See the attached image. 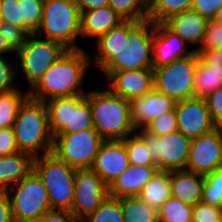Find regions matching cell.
I'll use <instances>...</instances> for the list:
<instances>
[{
  "mask_svg": "<svg viewBox=\"0 0 222 222\" xmlns=\"http://www.w3.org/2000/svg\"><path fill=\"white\" fill-rule=\"evenodd\" d=\"M13 130L19 151L33 158L52 153L54 136L45 102L28 97L18 110Z\"/></svg>",
  "mask_w": 222,
  "mask_h": 222,
  "instance_id": "7a4b0ae2",
  "label": "cell"
},
{
  "mask_svg": "<svg viewBox=\"0 0 222 222\" xmlns=\"http://www.w3.org/2000/svg\"><path fill=\"white\" fill-rule=\"evenodd\" d=\"M3 26V20H2V17L0 15V28Z\"/></svg>",
  "mask_w": 222,
  "mask_h": 222,
  "instance_id": "db71d44e",
  "label": "cell"
},
{
  "mask_svg": "<svg viewBox=\"0 0 222 222\" xmlns=\"http://www.w3.org/2000/svg\"><path fill=\"white\" fill-rule=\"evenodd\" d=\"M138 196L158 210L166 200L171 198L170 171L158 170L143 186Z\"/></svg>",
  "mask_w": 222,
  "mask_h": 222,
  "instance_id": "484cf974",
  "label": "cell"
},
{
  "mask_svg": "<svg viewBox=\"0 0 222 222\" xmlns=\"http://www.w3.org/2000/svg\"><path fill=\"white\" fill-rule=\"evenodd\" d=\"M212 120L217 127L222 126V87H219L205 98Z\"/></svg>",
  "mask_w": 222,
  "mask_h": 222,
  "instance_id": "ee69618b",
  "label": "cell"
},
{
  "mask_svg": "<svg viewBox=\"0 0 222 222\" xmlns=\"http://www.w3.org/2000/svg\"><path fill=\"white\" fill-rule=\"evenodd\" d=\"M105 140L92 127L68 134H56L52 153L74 169L92 168Z\"/></svg>",
  "mask_w": 222,
  "mask_h": 222,
  "instance_id": "ba28073f",
  "label": "cell"
},
{
  "mask_svg": "<svg viewBox=\"0 0 222 222\" xmlns=\"http://www.w3.org/2000/svg\"><path fill=\"white\" fill-rule=\"evenodd\" d=\"M109 6L123 20H148V0H110Z\"/></svg>",
  "mask_w": 222,
  "mask_h": 222,
  "instance_id": "4dcf8cb0",
  "label": "cell"
},
{
  "mask_svg": "<svg viewBox=\"0 0 222 222\" xmlns=\"http://www.w3.org/2000/svg\"><path fill=\"white\" fill-rule=\"evenodd\" d=\"M208 20L193 10H187L169 17L163 24L173 33L179 35L186 44H198L199 50L203 43ZM200 44V46H199Z\"/></svg>",
  "mask_w": 222,
  "mask_h": 222,
  "instance_id": "44dd1931",
  "label": "cell"
},
{
  "mask_svg": "<svg viewBox=\"0 0 222 222\" xmlns=\"http://www.w3.org/2000/svg\"><path fill=\"white\" fill-rule=\"evenodd\" d=\"M124 215V222H158L157 210L139 196L118 198Z\"/></svg>",
  "mask_w": 222,
  "mask_h": 222,
  "instance_id": "4316f807",
  "label": "cell"
},
{
  "mask_svg": "<svg viewBox=\"0 0 222 222\" xmlns=\"http://www.w3.org/2000/svg\"><path fill=\"white\" fill-rule=\"evenodd\" d=\"M175 113L178 131L192 139L217 128L204 98L193 97L177 102Z\"/></svg>",
  "mask_w": 222,
  "mask_h": 222,
  "instance_id": "9a60e30c",
  "label": "cell"
},
{
  "mask_svg": "<svg viewBox=\"0 0 222 222\" xmlns=\"http://www.w3.org/2000/svg\"><path fill=\"white\" fill-rule=\"evenodd\" d=\"M177 102L153 88L146 95L129 101L131 122L136 130L145 129L163 113L175 110Z\"/></svg>",
  "mask_w": 222,
  "mask_h": 222,
  "instance_id": "e0dca14e",
  "label": "cell"
},
{
  "mask_svg": "<svg viewBox=\"0 0 222 222\" xmlns=\"http://www.w3.org/2000/svg\"><path fill=\"white\" fill-rule=\"evenodd\" d=\"M20 90L0 93V128L13 127L20 106L29 97L27 91Z\"/></svg>",
  "mask_w": 222,
  "mask_h": 222,
  "instance_id": "f1b7e54d",
  "label": "cell"
},
{
  "mask_svg": "<svg viewBox=\"0 0 222 222\" xmlns=\"http://www.w3.org/2000/svg\"><path fill=\"white\" fill-rule=\"evenodd\" d=\"M0 222H14L7 192H0Z\"/></svg>",
  "mask_w": 222,
  "mask_h": 222,
  "instance_id": "c3c4849f",
  "label": "cell"
},
{
  "mask_svg": "<svg viewBox=\"0 0 222 222\" xmlns=\"http://www.w3.org/2000/svg\"><path fill=\"white\" fill-rule=\"evenodd\" d=\"M81 14V36L93 37L96 40L106 32L110 31L124 20L110 7L82 12Z\"/></svg>",
  "mask_w": 222,
  "mask_h": 222,
  "instance_id": "d4e9b609",
  "label": "cell"
},
{
  "mask_svg": "<svg viewBox=\"0 0 222 222\" xmlns=\"http://www.w3.org/2000/svg\"><path fill=\"white\" fill-rule=\"evenodd\" d=\"M85 96L91 106L93 128L104 140H123L136 133L131 122L129 100L108 88L89 90Z\"/></svg>",
  "mask_w": 222,
  "mask_h": 222,
  "instance_id": "3957f363",
  "label": "cell"
},
{
  "mask_svg": "<svg viewBox=\"0 0 222 222\" xmlns=\"http://www.w3.org/2000/svg\"><path fill=\"white\" fill-rule=\"evenodd\" d=\"M222 7V0H193L191 10L199 13L208 21L213 20Z\"/></svg>",
  "mask_w": 222,
  "mask_h": 222,
  "instance_id": "f6af8a7d",
  "label": "cell"
},
{
  "mask_svg": "<svg viewBox=\"0 0 222 222\" xmlns=\"http://www.w3.org/2000/svg\"><path fill=\"white\" fill-rule=\"evenodd\" d=\"M157 213L158 222H192L193 206L171 196Z\"/></svg>",
  "mask_w": 222,
  "mask_h": 222,
  "instance_id": "f546056e",
  "label": "cell"
},
{
  "mask_svg": "<svg viewBox=\"0 0 222 222\" xmlns=\"http://www.w3.org/2000/svg\"><path fill=\"white\" fill-rule=\"evenodd\" d=\"M4 56H0V93L10 92L17 89L14 86L17 77L16 64H11ZM9 61V62H8Z\"/></svg>",
  "mask_w": 222,
  "mask_h": 222,
  "instance_id": "60d3db41",
  "label": "cell"
},
{
  "mask_svg": "<svg viewBox=\"0 0 222 222\" xmlns=\"http://www.w3.org/2000/svg\"><path fill=\"white\" fill-rule=\"evenodd\" d=\"M129 20H124L119 25L101 35L97 39V54L95 61L101 69L117 54L122 53L128 46Z\"/></svg>",
  "mask_w": 222,
  "mask_h": 222,
  "instance_id": "603a6c76",
  "label": "cell"
},
{
  "mask_svg": "<svg viewBox=\"0 0 222 222\" xmlns=\"http://www.w3.org/2000/svg\"><path fill=\"white\" fill-rule=\"evenodd\" d=\"M79 12H87L109 6L110 0H76Z\"/></svg>",
  "mask_w": 222,
  "mask_h": 222,
  "instance_id": "681fc988",
  "label": "cell"
},
{
  "mask_svg": "<svg viewBox=\"0 0 222 222\" xmlns=\"http://www.w3.org/2000/svg\"><path fill=\"white\" fill-rule=\"evenodd\" d=\"M192 222H222V208L198 202L193 205Z\"/></svg>",
  "mask_w": 222,
  "mask_h": 222,
  "instance_id": "ab89813d",
  "label": "cell"
},
{
  "mask_svg": "<svg viewBox=\"0 0 222 222\" xmlns=\"http://www.w3.org/2000/svg\"><path fill=\"white\" fill-rule=\"evenodd\" d=\"M193 0H148V20L163 23L169 17L191 10Z\"/></svg>",
  "mask_w": 222,
  "mask_h": 222,
  "instance_id": "83f0119b",
  "label": "cell"
},
{
  "mask_svg": "<svg viewBox=\"0 0 222 222\" xmlns=\"http://www.w3.org/2000/svg\"><path fill=\"white\" fill-rule=\"evenodd\" d=\"M213 21L222 24V7L218 10L215 18L213 19Z\"/></svg>",
  "mask_w": 222,
  "mask_h": 222,
  "instance_id": "816d5d0a",
  "label": "cell"
},
{
  "mask_svg": "<svg viewBox=\"0 0 222 222\" xmlns=\"http://www.w3.org/2000/svg\"><path fill=\"white\" fill-rule=\"evenodd\" d=\"M222 168V129L193 138L185 170L206 176Z\"/></svg>",
  "mask_w": 222,
  "mask_h": 222,
  "instance_id": "5bb4252c",
  "label": "cell"
},
{
  "mask_svg": "<svg viewBox=\"0 0 222 222\" xmlns=\"http://www.w3.org/2000/svg\"><path fill=\"white\" fill-rule=\"evenodd\" d=\"M196 51L154 69V88L176 102L194 97L195 72L199 62Z\"/></svg>",
  "mask_w": 222,
  "mask_h": 222,
  "instance_id": "9c48e42d",
  "label": "cell"
},
{
  "mask_svg": "<svg viewBox=\"0 0 222 222\" xmlns=\"http://www.w3.org/2000/svg\"><path fill=\"white\" fill-rule=\"evenodd\" d=\"M122 141L125 144L130 165L157 166L144 141L136 133Z\"/></svg>",
  "mask_w": 222,
  "mask_h": 222,
  "instance_id": "836d02e7",
  "label": "cell"
},
{
  "mask_svg": "<svg viewBox=\"0 0 222 222\" xmlns=\"http://www.w3.org/2000/svg\"><path fill=\"white\" fill-rule=\"evenodd\" d=\"M153 31L150 20L136 22L129 20L128 46L112 58L101 70L106 77L112 72L153 69Z\"/></svg>",
  "mask_w": 222,
  "mask_h": 222,
  "instance_id": "8992f818",
  "label": "cell"
},
{
  "mask_svg": "<svg viewBox=\"0 0 222 222\" xmlns=\"http://www.w3.org/2000/svg\"><path fill=\"white\" fill-rule=\"evenodd\" d=\"M200 61L211 69L212 72L222 76V49L197 50Z\"/></svg>",
  "mask_w": 222,
  "mask_h": 222,
  "instance_id": "7bdbcfd3",
  "label": "cell"
},
{
  "mask_svg": "<svg viewBox=\"0 0 222 222\" xmlns=\"http://www.w3.org/2000/svg\"><path fill=\"white\" fill-rule=\"evenodd\" d=\"M201 201L222 208V168L204 176Z\"/></svg>",
  "mask_w": 222,
  "mask_h": 222,
  "instance_id": "e575fe53",
  "label": "cell"
},
{
  "mask_svg": "<svg viewBox=\"0 0 222 222\" xmlns=\"http://www.w3.org/2000/svg\"><path fill=\"white\" fill-rule=\"evenodd\" d=\"M14 222H46L44 217H39V218H33V219H28L24 221H14Z\"/></svg>",
  "mask_w": 222,
  "mask_h": 222,
  "instance_id": "f5cc1de1",
  "label": "cell"
},
{
  "mask_svg": "<svg viewBox=\"0 0 222 222\" xmlns=\"http://www.w3.org/2000/svg\"><path fill=\"white\" fill-rule=\"evenodd\" d=\"M91 58L83 49L68 50L28 91L29 97L46 102L56 97L86 95L82 82Z\"/></svg>",
  "mask_w": 222,
  "mask_h": 222,
  "instance_id": "6da1fadb",
  "label": "cell"
},
{
  "mask_svg": "<svg viewBox=\"0 0 222 222\" xmlns=\"http://www.w3.org/2000/svg\"><path fill=\"white\" fill-rule=\"evenodd\" d=\"M0 36L7 47L16 54L24 45L29 34L21 27L3 23V26L0 28Z\"/></svg>",
  "mask_w": 222,
  "mask_h": 222,
  "instance_id": "8d00e7d4",
  "label": "cell"
},
{
  "mask_svg": "<svg viewBox=\"0 0 222 222\" xmlns=\"http://www.w3.org/2000/svg\"><path fill=\"white\" fill-rule=\"evenodd\" d=\"M9 52L12 51L7 47L3 38L0 36V56H5L4 54H7Z\"/></svg>",
  "mask_w": 222,
  "mask_h": 222,
  "instance_id": "f907efd6",
  "label": "cell"
},
{
  "mask_svg": "<svg viewBox=\"0 0 222 222\" xmlns=\"http://www.w3.org/2000/svg\"><path fill=\"white\" fill-rule=\"evenodd\" d=\"M109 90L127 100L146 95L154 88L153 69H134L112 72L108 77Z\"/></svg>",
  "mask_w": 222,
  "mask_h": 222,
  "instance_id": "ac0fdd59",
  "label": "cell"
},
{
  "mask_svg": "<svg viewBox=\"0 0 222 222\" xmlns=\"http://www.w3.org/2000/svg\"><path fill=\"white\" fill-rule=\"evenodd\" d=\"M215 48L222 49V24L209 20L206 25L203 43L199 50Z\"/></svg>",
  "mask_w": 222,
  "mask_h": 222,
  "instance_id": "b9f144b4",
  "label": "cell"
},
{
  "mask_svg": "<svg viewBox=\"0 0 222 222\" xmlns=\"http://www.w3.org/2000/svg\"><path fill=\"white\" fill-rule=\"evenodd\" d=\"M68 50L62 43L40 39L36 34H30L27 37L17 56L19 57L18 67L22 68L30 89Z\"/></svg>",
  "mask_w": 222,
  "mask_h": 222,
  "instance_id": "8fae6325",
  "label": "cell"
},
{
  "mask_svg": "<svg viewBox=\"0 0 222 222\" xmlns=\"http://www.w3.org/2000/svg\"><path fill=\"white\" fill-rule=\"evenodd\" d=\"M158 170V166L130 165L108 187L109 196L112 198L138 196L143 186Z\"/></svg>",
  "mask_w": 222,
  "mask_h": 222,
  "instance_id": "ffe728a7",
  "label": "cell"
},
{
  "mask_svg": "<svg viewBox=\"0 0 222 222\" xmlns=\"http://www.w3.org/2000/svg\"><path fill=\"white\" fill-rule=\"evenodd\" d=\"M219 87H222V76L212 72L199 60L195 72L194 97L205 98Z\"/></svg>",
  "mask_w": 222,
  "mask_h": 222,
  "instance_id": "1f68e13d",
  "label": "cell"
},
{
  "mask_svg": "<svg viewBox=\"0 0 222 222\" xmlns=\"http://www.w3.org/2000/svg\"><path fill=\"white\" fill-rule=\"evenodd\" d=\"M81 222H124L121 201L108 196L93 213Z\"/></svg>",
  "mask_w": 222,
  "mask_h": 222,
  "instance_id": "d6a6232c",
  "label": "cell"
},
{
  "mask_svg": "<svg viewBox=\"0 0 222 222\" xmlns=\"http://www.w3.org/2000/svg\"><path fill=\"white\" fill-rule=\"evenodd\" d=\"M76 170L59 160L53 153L34 158L33 171L46 187L52 210L71 212Z\"/></svg>",
  "mask_w": 222,
  "mask_h": 222,
  "instance_id": "5b68a950",
  "label": "cell"
},
{
  "mask_svg": "<svg viewBox=\"0 0 222 222\" xmlns=\"http://www.w3.org/2000/svg\"><path fill=\"white\" fill-rule=\"evenodd\" d=\"M186 42L170 31L163 23H155L153 31V70L194 52Z\"/></svg>",
  "mask_w": 222,
  "mask_h": 222,
  "instance_id": "d6986e66",
  "label": "cell"
},
{
  "mask_svg": "<svg viewBox=\"0 0 222 222\" xmlns=\"http://www.w3.org/2000/svg\"><path fill=\"white\" fill-rule=\"evenodd\" d=\"M108 196V186L91 168L76 170L71 213L79 221L93 213Z\"/></svg>",
  "mask_w": 222,
  "mask_h": 222,
  "instance_id": "4fadbf2b",
  "label": "cell"
},
{
  "mask_svg": "<svg viewBox=\"0 0 222 222\" xmlns=\"http://www.w3.org/2000/svg\"><path fill=\"white\" fill-rule=\"evenodd\" d=\"M46 222H81L70 211L50 210L44 214Z\"/></svg>",
  "mask_w": 222,
  "mask_h": 222,
  "instance_id": "7dc6e473",
  "label": "cell"
},
{
  "mask_svg": "<svg viewBox=\"0 0 222 222\" xmlns=\"http://www.w3.org/2000/svg\"><path fill=\"white\" fill-rule=\"evenodd\" d=\"M130 162L122 140H105L96 155L93 167L109 187L128 167Z\"/></svg>",
  "mask_w": 222,
  "mask_h": 222,
  "instance_id": "2e32d148",
  "label": "cell"
},
{
  "mask_svg": "<svg viewBox=\"0 0 222 222\" xmlns=\"http://www.w3.org/2000/svg\"><path fill=\"white\" fill-rule=\"evenodd\" d=\"M13 127L0 128V157L18 152Z\"/></svg>",
  "mask_w": 222,
  "mask_h": 222,
  "instance_id": "bcb514c9",
  "label": "cell"
},
{
  "mask_svg": "<svg viewBox=\"0 0 222 222\" xmlns=\"http://www.w3.org/2000/svg\"><path fill=\"white\" fill-rule=\"evenodd\" d=\"M19 1H22V29L29 35L36 34L42 21L44 0Z\"/></svg>",
  "mask_w": 222,
  "mask_h": 222,
  "instance_id": "d590c367",
  "label": "cell"
},
{
  "mask_svg": "<svg viewBox=\"0 0 222 222\" xmlns=\"http://www.w3.org/2000/svg\"><path fill=\"white\" fill-rule=\"evenodd\" d=\"M204 176L188 171H170L171 196L189 205L201 202Z\"/></svg>",
  "mask_w": 222,
  "mask_h": 222,
  "instance_id": "7402d4cb",
  "label": "cell"
},
{
  "mask_svg": "<svg viewBox=\"0 0 222 222\" xmlns=\"http://www.w3.org/2000/svg\"><path fill=\"white\" fill-rule=\"evenodd\" d=\"M0 15L3 23L22 28V1L0 0Z\"/></svg>",
  "mask_w": 222,
  "mask_h": 222,
  "instance_id": "f35d334b",
  "label": "cell"
},
{
  "mask_svg": "<svg viewBox=\"0 0 222 222\" xmlns=\"http://www.w3.org/2000/svg\"><path fill=\"white\" fill-rule=\"evenodd\" d=\"M33 160L22 151L0 157V192H6L25 178L33 170Z\"/></svg>",
  "mask_w": 222,
  "mask_h": 222,
  "instance_id": "cb8c5ba5",
  "label": "cell"
},
{
  "mask_svg": "<svg viewBox=\"0 0 222 222\" xmlns=\"http://www.w3.org/2000/svg\"><path fill=\"white\" fill-rule=\"evenodd\" d=\"M62 43L69 50L82 49L77 45L81 36V14L76 0H44L43 15L36 35Z\"/></svg>",
  "mask_w": 222,
  "mask_h": 222,
  "instance_id": "277c9868",
  "label": "cell"
},
{
  "mask_svg": "<svg viewBox=\"0 0 222 222\" xmlns=\"http://www.w3.org/2000/svg\"><path fill=\"white\" fill-rule=\"evenodd\" d=\"M144 141L159 170H184L187 165L192 138L178 130L163 136H155L145 129L136 130Z\"/></svg>",
  "mask_w": 222,
  "mask_h": 222,
  "instance_id": "30bf717a",
  "label": "cell"
},
{
  "mask_svg": "<svg viewBox=\"0 0 222 222\" xmlns=\"http://www.w3.org/2000/svg\"><path fill=\"white\" fill-rule=\"evenodd\" d=\"M53 136L93 127L91 106L85 95L56 97L45 102Z\"/></svg>",
  "mask_w": 222,
  "mask_h": 222,
  "instance_id": "52a82bcc",
  "label": "cell"
},
{
  "mask_svg": "<svg viewBox=\"0 0 222 222\" xmlns=\"http://www.w3.org/2000/svg\"><path fill=\"white\" fill-rule=\"evenodd\" d=\"M145 130L155 136H163L178 130L175 110L163 113L161 116L151 121Z\"/></svg>",
  "mask_w": 222,
  "mask_h": 222,
  "instance_id": "74e56055",
  "label": "cell"
},
{
  "mask_svg": "<svg viewBox=\"0 0 222 222\" xmlns=\"http://www.w3.org/2000/svg\"><path fill=\"white\" fill-rule=\"evenodd\" d=\"M10 189L13 192L16 190L13 195H10ZM9 190L6 192L10 199L14 221L43 217L51 210L46 187L33 170Z\"/></svg>",
  "mask_w": 222,
  "mask_h": 222,
  "instance_id": "7c38bea8",
  "label": "cell"
}]
</instances>
